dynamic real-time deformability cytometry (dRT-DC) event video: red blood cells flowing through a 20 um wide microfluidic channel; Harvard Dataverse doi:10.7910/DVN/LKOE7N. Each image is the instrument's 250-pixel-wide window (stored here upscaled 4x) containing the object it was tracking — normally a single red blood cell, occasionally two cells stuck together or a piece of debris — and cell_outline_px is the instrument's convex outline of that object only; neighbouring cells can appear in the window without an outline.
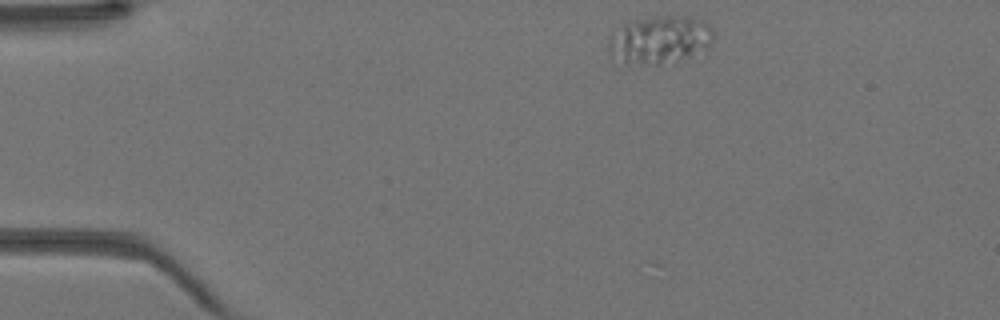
{"species": "Egyptian fruit bat (a non-hibernating species)", "species_latin": "Rousettus aegyptiacus", "temperature_condition": "warm", "stored_images_in_passage": 37, "camera_frame_rate_fps": 3000, "um_per_image_px": 0.085, "animal": {"sex": "female"}, "frame": {"image": 1, "passage_image": 1, "time_ms": 0.0, "image_size_px": [1000, 320], "cell_outline_px": [[716, 32], [708, 48], [660, 64], [628, 64], [612, 56], [608, 52], [608, 40], [624, 24], [636, 20], [656, 16], [692, 16], [708, 24]], "centroid_in_image_um": [56.09, 3.36], "position_along_channel_um": 28.9, "area_um2": 28.73}}
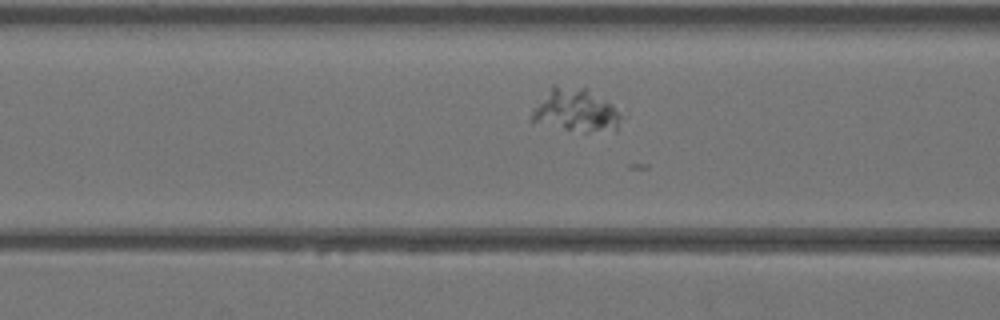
{"frame": {"image": 2, "passage_image": 11, "time_ms": 3.333, "image_size_px": [1000, 320], "cell_outline_px": [[628, 116], [616, 132], [584, 132], [564, 128], [528, 120], [528, 116], [532, 108], [552, 84], [556, 84], [588, 88], [628, 112]], "centroid_in_image_um": [49.09, 9.37], "position_along_channel_um": 117.5, "area_um2": 23.99}}
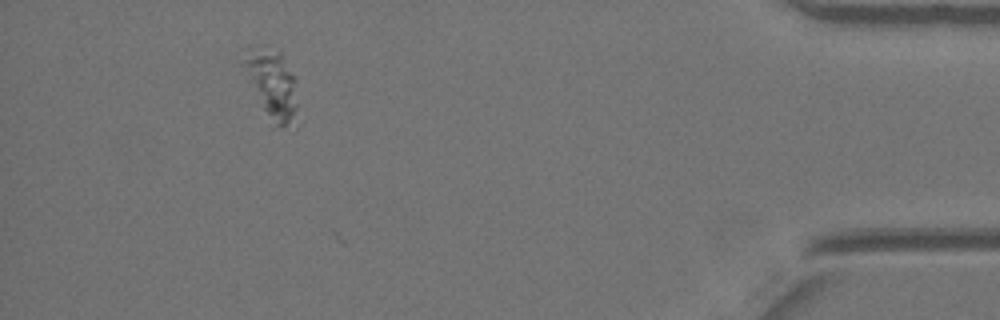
{"frame": {"image": 3, "passage_image": 34, "time_ms": 11.0, "image_size_px": [1000, 320], "cell_outline_px": [[296, 104], [288, 124], [280, 128], [272, 128], [252, 80], [244, 60], [256, 56], [280, 52], [292, 76]], "centroid_in_image_um": [23.24, 7.4], "position_along_channel_um": 412.0, "area_um2": 17.8}}